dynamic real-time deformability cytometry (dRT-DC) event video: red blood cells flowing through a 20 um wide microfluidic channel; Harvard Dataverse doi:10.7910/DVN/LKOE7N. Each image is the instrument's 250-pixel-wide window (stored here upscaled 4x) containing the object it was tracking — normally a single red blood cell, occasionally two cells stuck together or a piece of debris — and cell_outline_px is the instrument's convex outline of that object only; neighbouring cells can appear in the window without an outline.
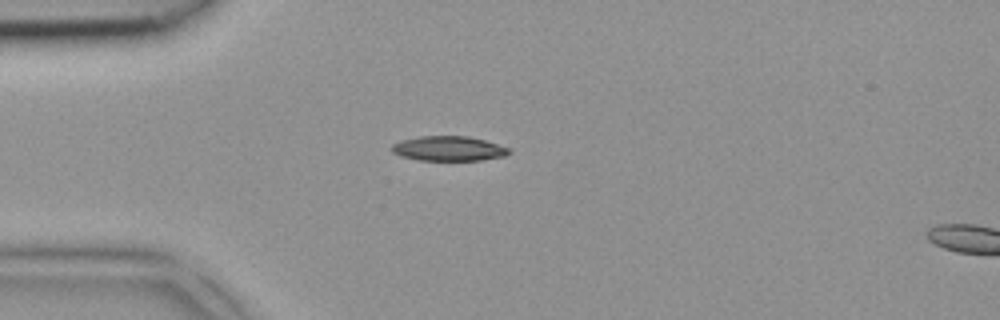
{"species": "common noctule bat (a hibernating species)", "species_latin": "Nyctalus noctula", "temperature_condition": "room temperature", "stored_images_in_passage": 3, "camera_frame_rate_fps": 3000, "um_per_image_px": 0.085, "animal": {"sex": "female", "body_mass_g": 18.4}, "frame": {"image": 1, "passage_image": 2, "time_ms": 0.333, "image_size_px": [1000, 320], "cell_outline_px": [[512, 152], [504, 156], [480, 160], [420, 160], [400, 156], [392, 152], [392, 144], [400, 140], [420, 136], [468, 136], [484, 140], [512, 148]], "centroid_in_image_um": [38.15, 12.62], "position_along_channel_um": 46.8, "area_um2": 16.99}}